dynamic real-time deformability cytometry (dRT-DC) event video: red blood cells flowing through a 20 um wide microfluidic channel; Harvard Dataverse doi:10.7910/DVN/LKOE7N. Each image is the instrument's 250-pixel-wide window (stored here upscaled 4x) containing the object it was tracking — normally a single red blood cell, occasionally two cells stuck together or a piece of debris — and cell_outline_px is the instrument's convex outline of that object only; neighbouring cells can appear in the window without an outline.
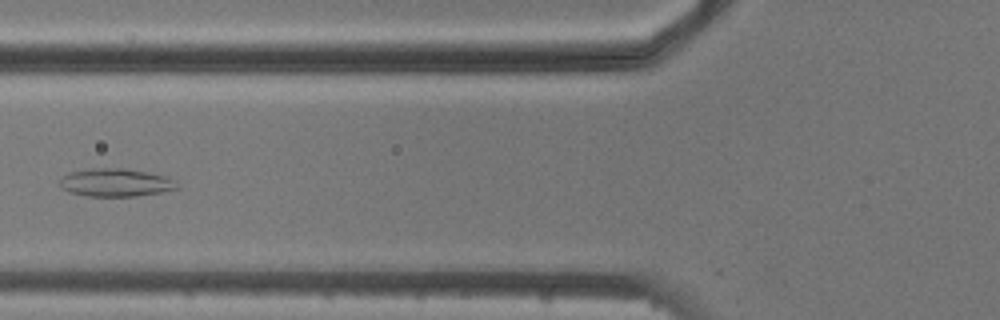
{"species": "common noctule bat (a hibernating species)", "species_latin": "Nyctalus noctula", "temperature_condition": "cold", "stored_images_in_passage": 7, "camera_frame_rate_fps": 3000, "um_per_image_px": 0.085, "animal": {"sex": "male", "body_mass_g": 20.5, "forearm_length_mm": 52.5}, "frame": {"image": 1, "passage_image": 4, "time_ms": 3.667, "image_size_px": [1000, 320], "cell_outline_px": [[180, 188], [160, 192], [136, 196], [88, 196], [68, 192], [60, 188], [60, 180], [68, 172], [92, 168], [120, 168], [168, 176]], "centroid_in_image_um": [9.79, 15.52], "position_along_channel_um": 116.0, "area_um2": 19.02}}
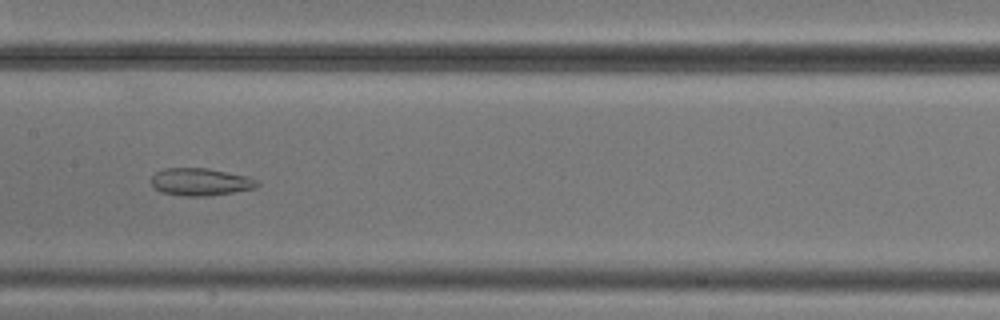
{"frame": {"image": 2, "passage_image": 6, "time_ms": 5.667, "image_size_px": [1000, 320], "cell_outline_px": [[260, 184], [256, 188], [232, 192], [204, 196], [184, 196], [160, 192], [152, 184], [152, 176], [156, 172], [164, 168], [208, 168], [248, 176], [256, 180]], "centroid_in_image_um": [17.04, 15.45], "position_along_channel_um": 190.4, "area_um2": 16.88}}
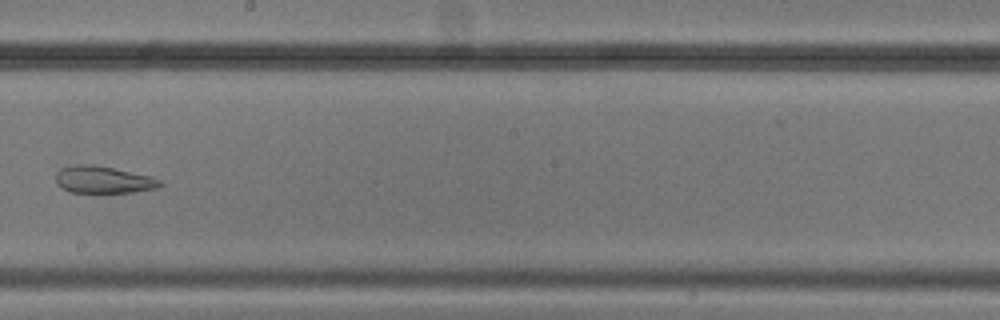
{"frame": {"image": 3, "passage_image": 7, "time_ms": 7.0, "image_size_px": [1000, 320], "cell_outline_px": [[164, 184], [156, 188], [132, 192], [68, 192], [60, 188], [56, 184], [56, 172], [60, 168], [72, 164], [92, 164], [152, 176], [160, 180]], "centroid_in_image_um": [8.73, 15.27], "position_along_channel_um": 239.5, "area_um2": 16.59}}